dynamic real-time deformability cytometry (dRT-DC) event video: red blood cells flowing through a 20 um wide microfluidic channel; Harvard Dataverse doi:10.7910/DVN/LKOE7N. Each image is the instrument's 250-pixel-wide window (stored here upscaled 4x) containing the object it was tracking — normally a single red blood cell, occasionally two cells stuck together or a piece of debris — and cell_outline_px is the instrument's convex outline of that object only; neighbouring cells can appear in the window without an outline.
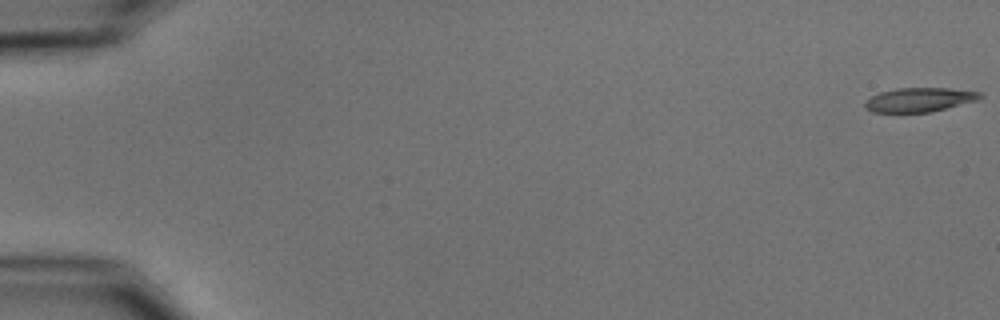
{"species": "common noctule bat (a hibernating species)", "species_latin": "Nyctalus noctula", "temperature_condition": "cold", "stored_images_in_passage": 55, "camera_frame_rate_fps": 3000, "um_per_image_px": 0.085, "animal": {"sex": "male", "body_mass_g": 15.6}, "frame": {"image": 1, "passage_image": 1, "time_ms": 0.0, "image_size_px": [1000, 320], "cell_outline_px": [[984, 96], [976, 100], [932, 112], [872, 112], [864, 104], [872, 96], [880, 92], [896, 88], [948, 88], [980, 92]], "centroid_in_image_um": [78.17, 8.47], "position_along_channel_um": 6.8, "area_um2": 15.95}}
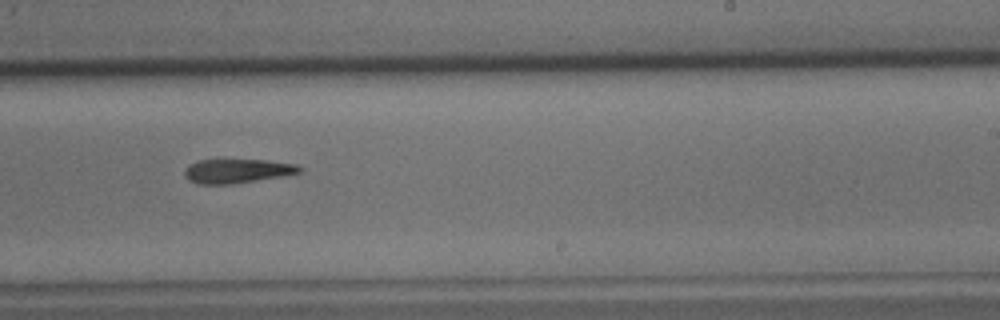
{"frame": {"image": 2, "passage_image": 35, "time_ms": 11.333, "image_size_px": [1000, 320], "cell_outline_px": [[304, 168], [300, 172], [288, 176], [232, 184], [196, 184], [188, 180], [184, 176], [184, 172], [188, 164], [200, 160], [268, 160], [296, 164]], "centroid_in_image_um": [20.19, 14.54], "position_along_channel_um": 268.8, "area_um2": 16.47}}
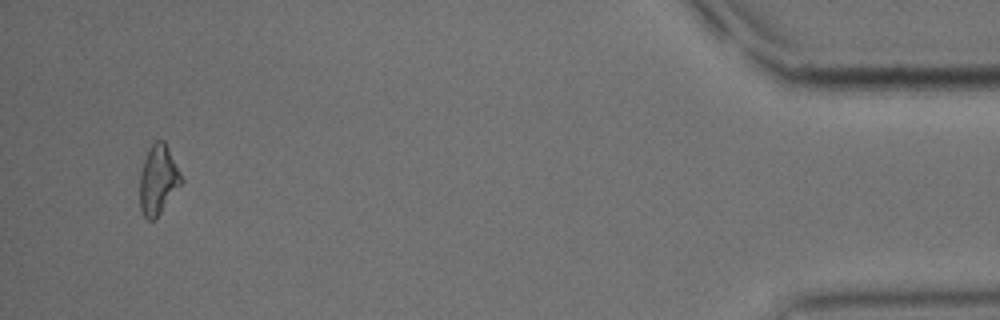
{"frame": {"image": 3, "passage_image": 53, "time_ms": 17.333, "image_size_px": [1000, 320], "cell_outline_px": [[184, 180], [156, 220], [148, 220], [144, 216], [140, 208], [140, 172], [148, 148], [156, 140], [164, 140]], "centroid_in_image_um": [13.44, 15.3], "position_along_channel_um": 421.8, "area_um2": 16.82}}